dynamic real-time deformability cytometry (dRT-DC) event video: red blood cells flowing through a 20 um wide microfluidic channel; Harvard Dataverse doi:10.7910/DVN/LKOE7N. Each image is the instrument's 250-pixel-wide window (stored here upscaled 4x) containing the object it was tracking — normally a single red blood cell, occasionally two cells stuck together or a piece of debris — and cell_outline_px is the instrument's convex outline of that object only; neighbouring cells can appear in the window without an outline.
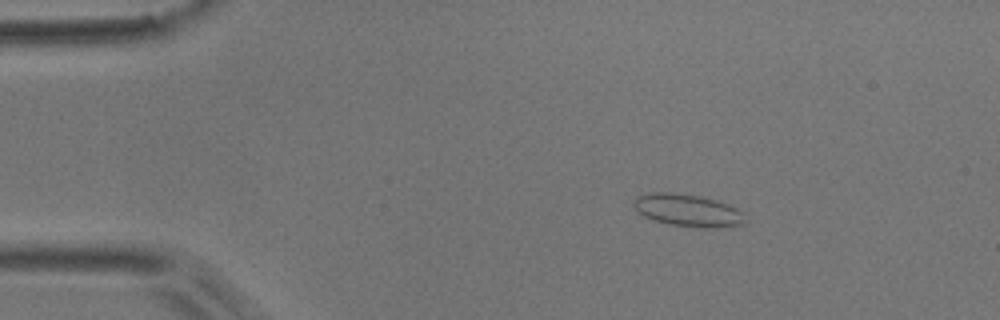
{"species": "common noctule bat (a hibernating species)", "species_latin": "Nyctalus noctula", "temperature_condition": "room temperature", "stored_images_in_passage": 4, "camera_frame_rate_fps": 3000, "um_per_image_px": 0.085, "animal": {"sex": "male", "body_mass_g": 17.9}, "frame": {"image": 1, "passage_image": 2, "time_ms": 0.333, "image_size_px": [1000, 320], "cell_outline_px": [[744, 224], [708, 228], [704, 228], [668, 224], [644, 216], [632, 204], [632, 200], [636, 196], [648, 192], [668, 192], [700, 196], [716, 200], [728, 204], [744, 212]], "centroid_in_image_um": [58.44, 17.86], "position_along_channel_um": 26.6, "area_um2": 20.92}}